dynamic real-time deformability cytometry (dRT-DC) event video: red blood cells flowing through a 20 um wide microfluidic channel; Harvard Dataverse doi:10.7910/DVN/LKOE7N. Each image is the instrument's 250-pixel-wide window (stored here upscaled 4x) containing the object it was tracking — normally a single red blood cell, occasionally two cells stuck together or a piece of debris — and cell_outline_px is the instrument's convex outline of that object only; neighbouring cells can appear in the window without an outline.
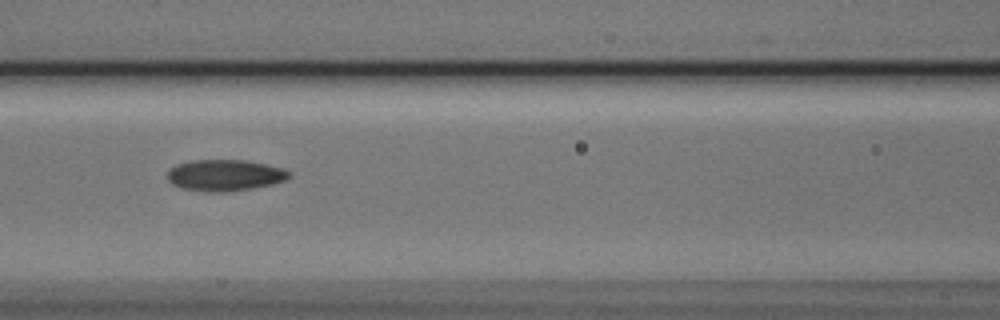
{"species": "Egyptian fruit bat (a non-hibernating species)", "species_latin": "Rousettus aegyptiacus", "temperature_condition": "cold", "stored_images_in_passage": 6, "camera_frame_rate_fps": 3000, "um_per_image_px": 0.085, "animal": {"sex": "male"}, "frame": {"image": 1, "passage_image": 4, "time_ms": 1.0, "image_size_px": [1000, 320], "cell_outline_px": [[292, 176], [284, 180], [272, 184], [252, 188], [224, 192], [208, 192], [184, 188], [172, 184], [168, 180], [168, 172], [176, 164], [192, 160], [244, 160], [264, 164], [280, 168], [288, 172]], "centroid_in_image_um": [19.08, 14.89], "position_along_channel_um": 147.5, "area_um2": 21.91}}
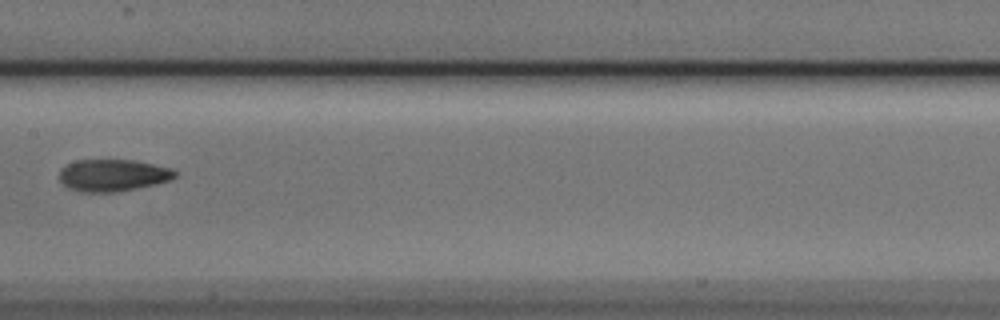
{"frame": {"image": 2, "passage_image": 5, "time_ms": 1.333, "image_size_px": [1000, 320], "cell_outline_px": [[176, 176], [168, 180], [156, 184], [136, 188], [112, 192], [84, 192], [68, 188], [60, 180], [60, 168], [76, 160], [132, 160], [172, 168], [176, 172]], "centroid_in_image_um": [9.57, 14.89], "position_along_channel_um": 197.8, "area_um2": 21.33}}
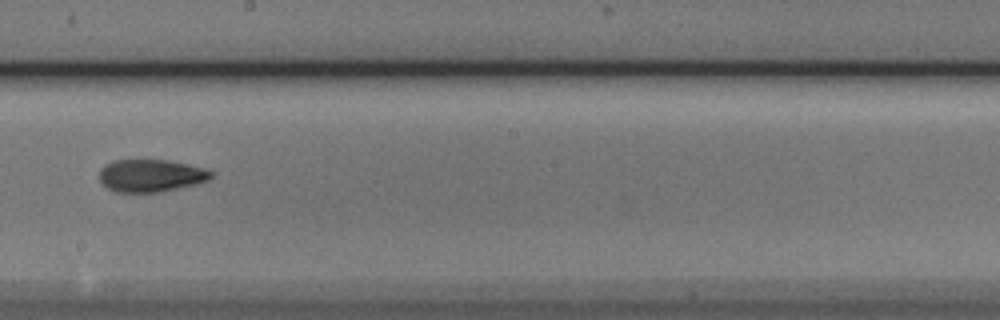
{"frame": {"image": 3, "passage_image": 6, "time_ms": 1.667, "image_size_px": [1000, 320], "cell_outline_px": [[212, 176], [208, 180], [196, 184], [160, 192], [116, 192], [108, 188], [100, 180], [100, 172], [108, 164], [116, 160], [168, 160], [188, 164], [204, 168], [212, 172]], "centroid_in_image_um": [12.86, 14.93], "position_along_channel_um": 235.3, "area_um2": 20.87}}